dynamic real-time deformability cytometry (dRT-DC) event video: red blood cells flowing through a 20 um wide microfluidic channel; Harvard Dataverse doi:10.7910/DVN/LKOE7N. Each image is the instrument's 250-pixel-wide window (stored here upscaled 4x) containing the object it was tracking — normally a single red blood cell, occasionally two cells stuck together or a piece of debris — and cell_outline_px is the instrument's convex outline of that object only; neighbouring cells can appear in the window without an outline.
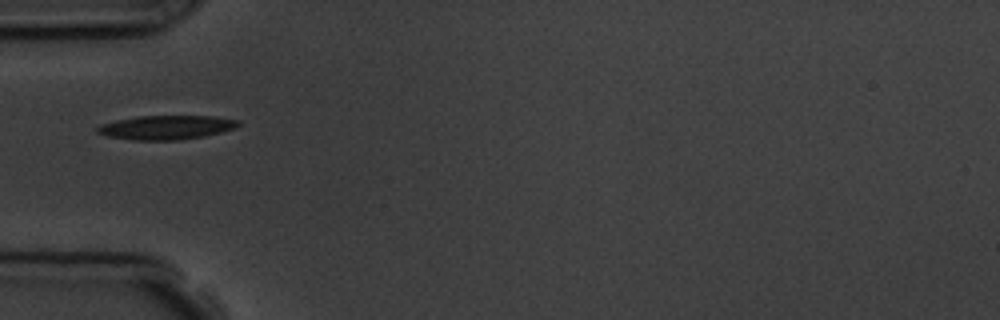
{"species": "common noctule bat (a hibernating species)", "species_latin": "Nyctalus noctula", "temperature_condition": "room temperature", "stored_images_in_passage": 6, "camera_frame_rate_fps": 3000, "um_per_image_px": 0.085, "animal": {"sex": "male", "body_mass_g": 19.5, "forearm_length_mm": 54.6}, "frame": {"image": 1, "passage_image": 5, "time_ms": 4.667, "image_size_px": [1000, 320], "cell_outline_px": [[240, 124], [236, 128], [204, 136], [180, 140], [136, 140], [108, 136], [96, 132], [96, 128], [100, 124], [116, 120], [136, 116], [216, 116], [240, 120]], "centroid_in_image_um": [14.15, 10.82], "position_along_channel_um": 70.9, "area_um2": 19.83}}